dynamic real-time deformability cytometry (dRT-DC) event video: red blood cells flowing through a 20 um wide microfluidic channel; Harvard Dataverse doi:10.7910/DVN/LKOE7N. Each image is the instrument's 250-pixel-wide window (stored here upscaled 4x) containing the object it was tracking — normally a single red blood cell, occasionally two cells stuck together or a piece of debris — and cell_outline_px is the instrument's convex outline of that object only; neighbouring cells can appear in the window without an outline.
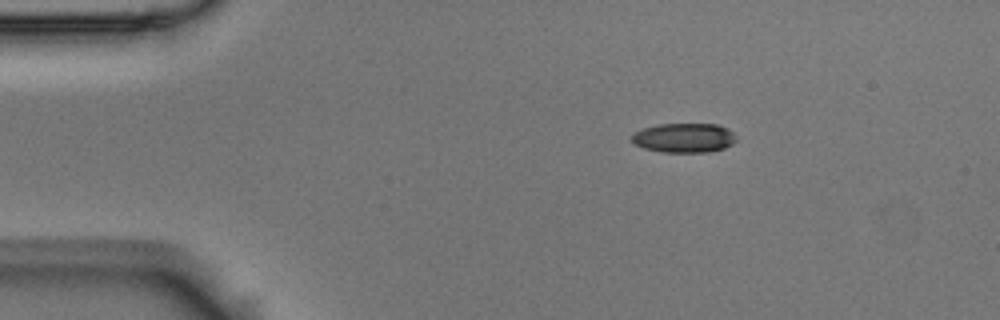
{"species": "Egyptian fruit bat (a non-hibernating species)", "species_latin": "Rousettus aegyptiacus", "temperature_condition": "room temperature", "stored_images_in_passage": 5, "segment_of_instrument_passage": [1, 2], "camera_frame_rate_fps": 3000, "um_per_image_px": 0.085, "animal": {"sex": "male"}, "frame": {"image": 1, "passage_image": 2, "time_ms": 0.333, "image_size_px": [1000, 320], "cell_outline_px": [[736, 140], [732, 144], [724, 148], [708, 152], [664, 152], [644, 148], [636, 144], [632, 140], [632, 136], [636, 132], [644, 128], [660, 124], [716, 124], [728, 128], [732, 132]], "centroid_in_image_um": [58.17, 11.71], "position_along_channel_um": 26.8, "area_um2": 17.69}}